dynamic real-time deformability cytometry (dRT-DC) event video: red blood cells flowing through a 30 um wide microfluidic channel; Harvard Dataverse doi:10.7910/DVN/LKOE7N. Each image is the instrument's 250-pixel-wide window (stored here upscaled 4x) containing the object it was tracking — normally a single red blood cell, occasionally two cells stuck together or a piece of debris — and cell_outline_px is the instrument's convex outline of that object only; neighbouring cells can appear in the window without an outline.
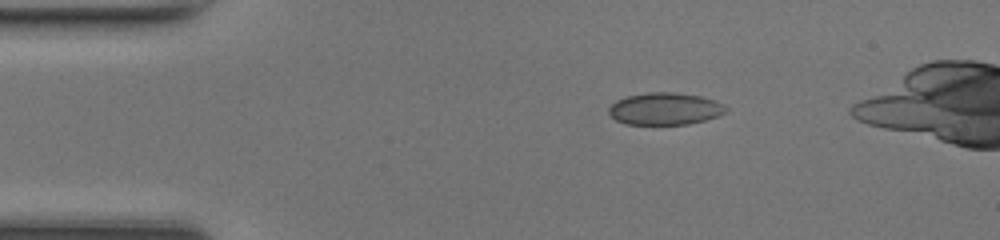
{"species": "common noctule bat (a hibernating species)", "species_latin": "Nyctalus noctula", "temperature_condition": "room temperature", "stored_images_in_passage": 37, "camera_frame_rate_fps": 3000, "um_per_image_px": 0.085, "animal": {"sex": "female", "body_mass_g": 17.0, "forearm_length_mm": 48.0}, "frame": {"image": 1, "passage_image": 1, "time_ms": 0.0, "image_size_px": [1000, 240], "cell_outline_px": [[728, 112], [704, 120], [688, 124], [624, 124], [616, 120], [608, 112], [608, 108], [616, 100], [628, 96], [648, 92], [672, 92], [700, 96], [716, 100], [724, 104], [728, 108]], "centroid_in_image_um": [56.54, 9.24], "position_along_channel_um": 28.5, "area_um2": 21.96}}
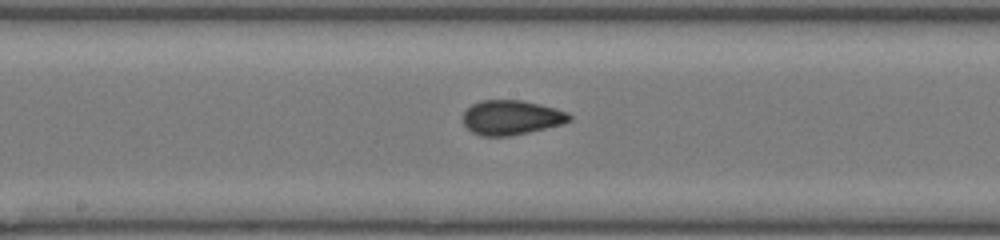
{"frame": {"image": 2, "passage_image": 17, "time_ms": 5.333, "image_size_px": [1000, 240], "cell_outline_px": [[572, 120], [564, 124], [528, 132], [508, 136], [480, 136], [472, 132], [464, 124], [464, 112], [472, 104], [480, 100], [520, 100], [556, 108], [568, 112], [572, 116]], "centroid_in_image_um": [43.49, 9.99], "position_along_channel_um": 204.7, "area_um2": 21.44}}
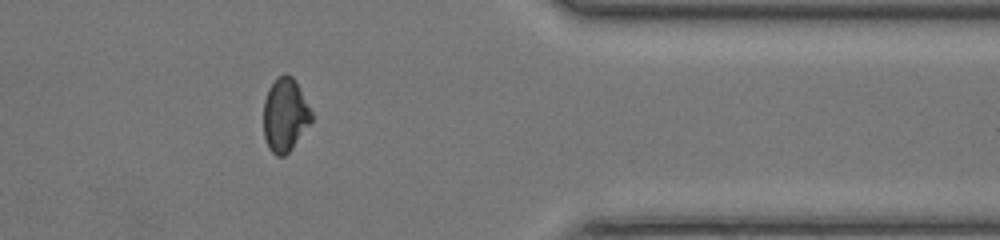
{"frame": {"image": 3, "passage_image": 31, "time_ms": 10.0, "image_size_px": [1000, 240], "cell_outline_px": [[312, 120], [292, 148], [284, 156], [276, 156], [268, 148], [264, 136], [264, 100], [268, 88], [276, 76], [284, 72], [292, 76], [312, 112]], "centroid_in_image_um": [24.2, 9.75], "position_along_channel_um": 387.2, "area_um2": 20.46}, "authors_computed_cell_mechanics": {"area_um2": 21.3282, "velocity_mm_per_s": 4.3472, "shape_relaxation_time_tau1_ms": null, "shape_relaxation_time_tau2_ms": 1.2052, "deformation_change_tau1": null, "deformation_change_tau2": 0.0474}}